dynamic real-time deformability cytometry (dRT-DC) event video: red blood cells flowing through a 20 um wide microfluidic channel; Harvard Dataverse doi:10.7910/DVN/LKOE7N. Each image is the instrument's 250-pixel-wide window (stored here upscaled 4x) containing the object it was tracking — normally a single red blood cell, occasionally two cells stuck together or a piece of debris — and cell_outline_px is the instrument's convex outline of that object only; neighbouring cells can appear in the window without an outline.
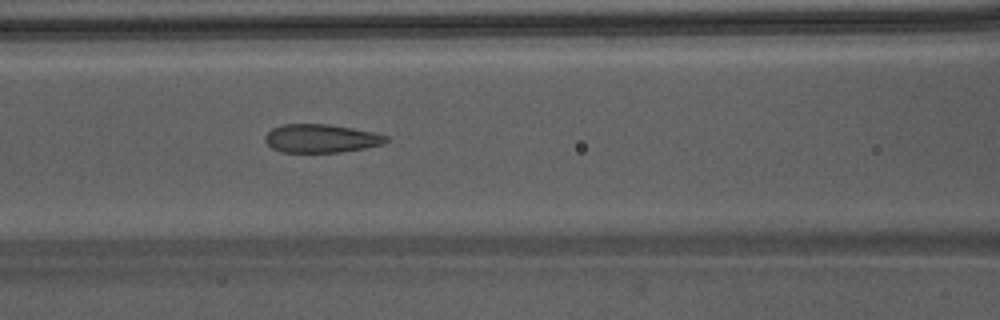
{"species": "Egyptian fruit bat (a non-hibernating species)", "species_latin": "Rousettus aegyptiacus", "temperature_condition": "warm", "stored_images_in_passage": 49, "camera_frame_rate_fps": 3000, "um_per_image_px": 0.085, "animal": {"sex": "male"}, "frame": {"image": 1, "passage_image": 23, "time_ms": 7.333, "image_size_px": [1000, 320], "cell_outline_px": [[388, 140], [384, 144], [364, 148], [340, 152], [280, 152], [272, 148], [264, 140], [264, 136], [272, 128], [284, 124], [328, 124], [352, 128], [372, 132], [388, 136]], "centroid_in_image_um": [27.27, 11.77], "position_along_channel_um": 139.3, "area_um2": 20.0}}
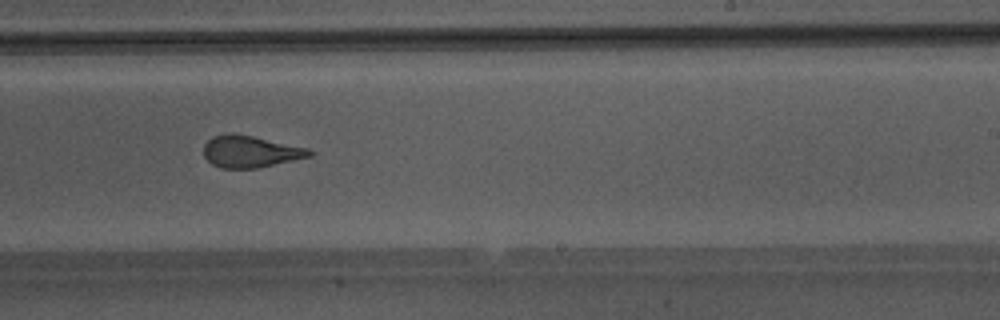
{"frame": {"image": 2, "passage_image": 32, "time_ms": 10.333, "image_size_px": [1000, 320], "cell_outline_px": [[312, 156], [256, 168], [220, 168], [212, 164], [204, 156], [204, 144], [212, 136], [232, 132], [252, 136], [308, 148], [312, 152]], "centroid_in_image_um": [21.24, 12.87], "position_along_channel_um": 267.8, "area_um2": 19.48}}
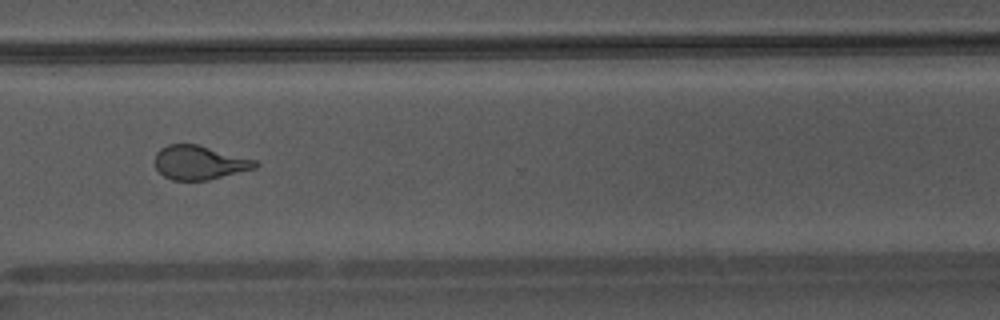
{"frame": {"image": 3, "passage_image": 38, "time_ms": 12.333, "image_size_px": [1000, 320], "cell_outline_px": [[260, 164], [256, 168], [208, 180], [172, 180], [164, 176], [156, 168], [156, 152], [160, 148], [168, 144], [196, 144], [256, 160]], "centroid_in_image_um": [16.95, 13.82], "position_along_channel_um": 353.6, "area_um2": 19.71}, "authors_computed_cell_mechanics": {"area_um2": 20.6924, "velocity_mm_per_s": 4.2884, "shape_relaxation_time_tau1_ms": 7.5158, "shape_relaxation_time_tau2_ms": 1.2306, "deformation_change_tau1": 0.2298, "deformation_change_tau2": 0.065}}